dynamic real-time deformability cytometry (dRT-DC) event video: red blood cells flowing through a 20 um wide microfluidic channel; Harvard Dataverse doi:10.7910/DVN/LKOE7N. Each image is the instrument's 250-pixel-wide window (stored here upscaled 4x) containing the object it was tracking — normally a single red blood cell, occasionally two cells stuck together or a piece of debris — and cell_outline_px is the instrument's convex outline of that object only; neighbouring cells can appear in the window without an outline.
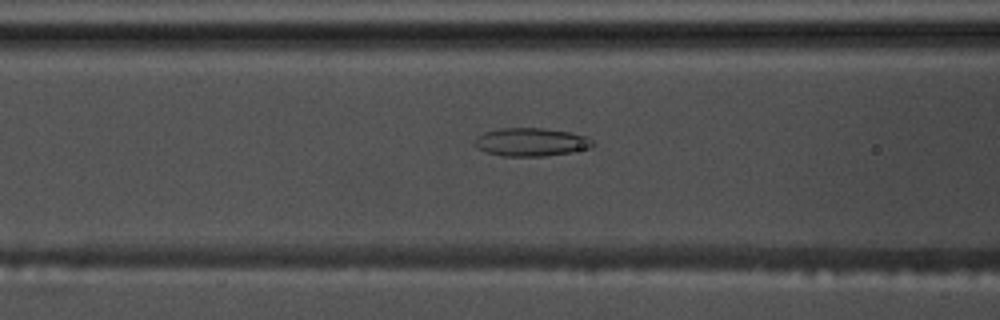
{"species": "common noctule bat (a hibernating species)", "species_latin": "Nyctalus noctula", "temperature_condition": "warm", "stored_images_in_passage": 51, "camera_frame_rate_fps": 3000, "um_per_image_px": 0.085, "animal": {"sex": "male", "body_mass_g": 17.5, "forearm_length_mm": 52.3}, "frame": {"image": 1, "passage_image": 17, "time_ms": 5.333, "image_size_px": [1000, 320], "cell_outline_px": [[596, 144], [592, 148], [572, 152], [544, 156], [504, 156], [488, 152], [476, 148], [472, 144], [472, 140], [476, 136], [484, 132], [500, 128], [544, 128], [572, 132], [584, 136], [592, 140]], "centroid_in_image_um": [45.13, 12.07], "position_along_channel_um": 121.5, "area_um2": 19.71}}
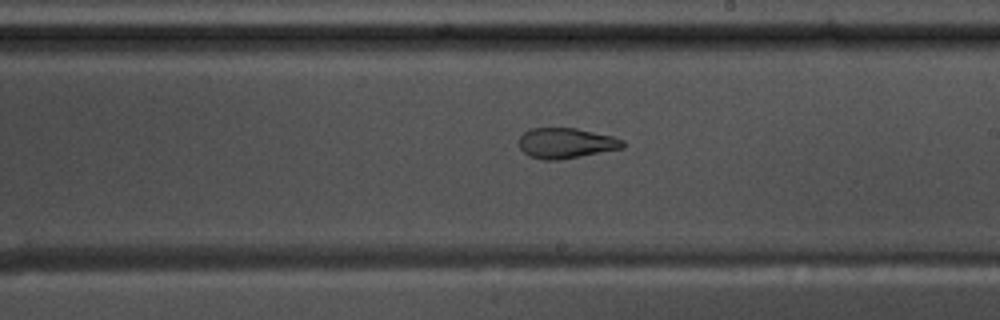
{"frame": {"image": 2, "passage_image": 27, "time_ms": 8.667, "image_size_px": [1000, 320], "cell_outline_px": [[624, 148], [580, 156], [556, 160], [544, 160], [528, 156], [520, 148], [520, 136], [528, 128], [576, 128], [612, 136], [624, 140]], "centroid_in_image_um": [48.1, 12.16], "position_along_channel_um": 240.9, "area_um2": 18.32}}
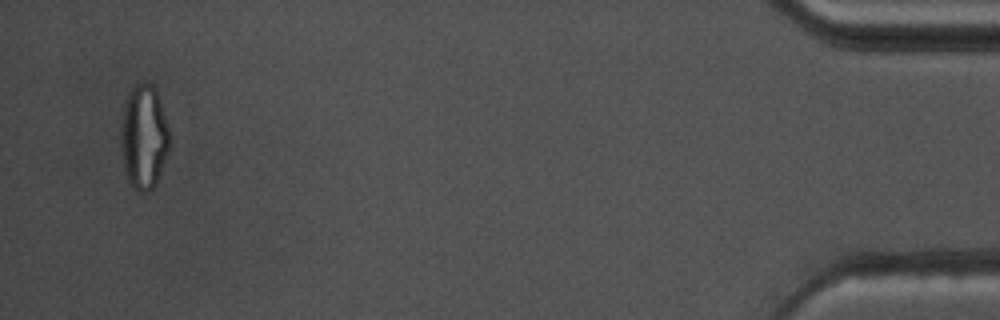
{"frame": {"image": 3, "passage_image": 49, "time_ms": 16.0, "image_size_px": [1000, 320], "cell_outline_px": [[168, 152], [156, 184], [148, 192], [140, 192], [128, 180], [124, 168], [120, 144], [120, 128], [124, 100], [128, 92], [136, 84], [144, 80], [152, 84], [156, 88], [168, 128]], "centroid_in_image_um": [12.19, 11.59], "position_along_channel_um": 423.0, "area_um2": 29.71}, "authors_computed_cell_mechanics": {"area_um2": 21.5594, "velocity_mm_per_s": 3.5976, "shape_relaxation_time_tau1_ms": null, "shape_relaxation_time_tau2_ms": 1.971, "deformation_change_tau1": null, "deformation_change_tau2": 0.0897}}